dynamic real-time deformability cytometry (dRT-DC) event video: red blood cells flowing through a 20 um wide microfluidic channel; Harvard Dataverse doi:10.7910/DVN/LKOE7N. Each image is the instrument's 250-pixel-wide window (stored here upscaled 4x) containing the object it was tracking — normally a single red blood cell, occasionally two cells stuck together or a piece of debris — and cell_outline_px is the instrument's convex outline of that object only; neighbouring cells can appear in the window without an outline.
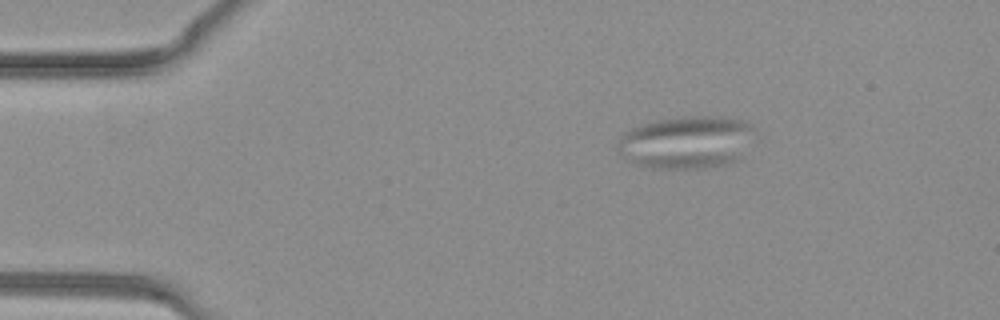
{"species": "common noctule bat (a hibernating species)", "species_latin": "Nyctalus noctula", "temperature_condition": "warm", "stored_images_in_passage": 36, "segment_of_instrument_passage": [1, 2], "camera_frame_rate_fps": 3000, "um_per_image_px": 0.085, "animal": {"sex": "female", "body_mass_g": 19.3, "forearm_length_mm": 54.1}, "frame": {"image": 1, "passage_image": 4, "time_ms": 1.0, "image_size_px": [1000, 320], "cell_outline_px": [[736, 156], [732, 160], [720, 164], [696, 168], [648, 168], [632, 164], [628, 156], [652, 152], [720, 152]], "centroid_in_image_um": [57.79, 13.56], "position_along_channel_um": 27.2, "area_um2": 10.29}}